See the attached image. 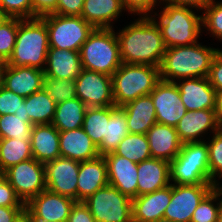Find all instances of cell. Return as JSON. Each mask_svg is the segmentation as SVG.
Returning a JSON list of instances; mask_svg holds the SVG:
<instances>
[{"instance_id":"1","label":"cell","mask_w":222,"mask_h":222,"mask_svg":"<svg viewBox=\"0 0 222 222\" xmlns=\"http://www.w3.org/2000/svg\"><path fill=\"white\" fill-rule=\"evenodd\" d=\"M133 20L122 29L115 30L122 63L160 68L166 46L159 26L151 16H139Z\"/></svg>"},{"instance_id":"2","label":"cell","mask_w":222,"mask_h":222,"mask_svg":"<svg viewBox=\"0 0 222 222\" xmlns=\"http://www.w3.org/2000/svg\"><path fill=\"white\" fill-rule=\"evenodd\" d=\"M221 49L197 42L189 46L166 48L160 65V79L176 82L181 79L208 77L211 63Z\"/></svg>"},{"instance_id":"3","label":"cell","mask_w":222,"mask_h":222,"mask_svg":"<svg viewBox=\"0 0 222 222\" xmlns=\"http://www.w3.org/2000/svg\"><path fill=\"white\" fill-rule=\"evenodd\" d=\"M195 10L190 7L161 4L151 15L161 30L166 48L189 46L201 40L202 14Z\"/></svg>"},{"instance_id":"4","label":"cell","mask_w":222,"mask_h":222,"mask_svg":"<svg viewBox=\"0 0 222 222\" xmlns=\"http://www.w3.org/2000/svg\"><path fill=\"white\" fill-rule=\"evenodd\" d=\"M49 49L48 30L41 17L18 18V32L13 53L7 63L16 67L45 69Z\"/></svg>"},{"instance_id":"5","label":"cell","mask_w":222,"mask_h":222,"mask_svg":"<svg viewBox=\"0 0 222 222\" xmlns=\"http://www.w3.org/2000/svg\"><path fill=\"white\" fill-rule=\"evenodd\" d=\"M79 54L82 69L112 76L122 64L115 28H94Z\"/></svg>"},{"instance_id":"6","label":"cell","mask_w":222,"mask_h":222,"mask_svg":"<svg viewBox=\"0 0 222 222\" xmlns=\"http://www.w3.org/2000/svg\"><path fill=\"white\" fill-rule=\"evenodd\" d=\"M112 89L116 107L149 95L160 79V68L151 65L125 64L113 73Z\"/></svg>"},{"instance_id":"7","label":"cell","mask_w":222,"mask_h":222,"mask_svg":"<svg viewBox=\"0 0 222 222\" xmlns=\"http://www.w3.org/2000/svg\"><path fill=\"white\" fill-rule=\"evenodd\" d=\"M206 141L184 143L179 154L170 161L172 184H213L208 167Z\"/></svg>"},{"instance_id":"8","label":"cell","mask_w":222,"mask_h":222,"mask_svg":"<svg viewBox=\"0 0 222 222\" xmlns=\"http://www.w3.org/2000/svg\"><path fill=\"white\" fill-rule=\"evenodd\" d=\"M48 30L49 47L80 51L94 27L81 16L47 14L41 17Z\"/></svg>"},{"instance_id":"9","label":"cell","mask_w":222,"mask_h":222,"mask_svg":"<svg viewBox=\"0 0 222 222\" xmlns=\"http://www.w3.org/2000/svg\"><path fill=\"white\" fill-rule=\"evenodd\" d=\"M83 202L96 222H133L132 199L109 184Z\"/></svg>"},{"instance_id":"10","label":"cell","mask_w":222,"mask_h":222,"mask_svg":"<svg viewBox=\"0 0 222 222\" xmlns=\"http://www.w3.org/2000/svg\"><path fill=\"white\" fill-rule=\"evenodd\" d=\"M3 176L24 204L46 190L45 166L34 158L10 167Z\"/></svg>"},{"instance_id":"11","label":"cell","mask_w":222,"mask_h":222,"mask_svg":"<svg viewBox=\"0 0 222 222\" xmlns=\"http://www.w3.org/2000/svg\"><path fill=\"white\" fill-rule=\"evenodd\" d=\"M214 187V184L171 183V201L163 218L172 222H190L199 203Z\"/></svg>"},{"instance_id":"12","label":"cell","mask_w":222,"mask_h":222,"mask_svg":"<svg viewBox=\"0 0 222 222\" xmlns=\"http://www.w3.org/2000/svg\"><path fill=\"white\" fill-rule=\"evenodd\" d=\"M75 83L77 98L87 107L115 105L111 76L82 69Z\"/></svg>"},{"instance_id":"13","label":"cell","mask_w":222,"mask_h":222,"mask_svg":"<svg viewBox=\"0 0 222 222\" xmlns=\"http://www.w3.org/2000/svg\"><path fill=\"white\" fill-rule=\"evenodd\" d=\"M159 124L176 127L187 112L175 82L160 80L150 93Z\"/></svg>"},{"instance_id":"14","label":"cell","mask_w":222,"mask_h":222,"mask_svg":"<svg viewBox=\"0 0 222 222\" xmlns=\"http://www.w3.org/2000/svg\"><path fill=\"white\" fill-rule=\"evenodd\" d=\"M45 166L46 189L77 202V181L80 162L70 158L58 157Z\"/></svg>"},{"instance_id":"15","label":"cell","mask_w":222,"mask_h":222,"mask_svg":"<svg viewBox=\"0 0 222 222\" xmlns=\"http://www.w3.org/2000/svg\"><path fill=\"white\" fill-rule=\"evenodd\" d=\"M175 128L183 144L206 141L221 128V120L215 109L187 111Z\"/></svg>"},{"instance_id":"16","label":"cell","mask_w":222,"mask_h":222,"mask_svg":"<svg viewBox=\"0 0 222 222\" xmlns=\"http://www.w3.org/2000/svg\"><path fill=\"white\" fill-rule=\"evenodd\" d=\"M76 201L70 197L44 190L31 198L25 209L30 213L31 219L46 221H67L70 210Z\"/></svg>"},{"instance_id":"17","label":"cell","mask_w":222,"mask_h":222,"mask_svg":"<svg viewBox=\"0 0 222 222\" xmlns=\"http://www.w3.org/2000/svg\"><path fill=\"white\" fill-rule=\"evenodd\" d=\"M107 164L108 184L133 199L137 197V165L127 158L110 152L103 155Z\"/></svg>"},{"instance_id":"18","label":"cell","mask_w":222,"mask_h":222,"mask_svg":"<svg viewBox=\"0 0 222 222\" xmlns=\"http://www.w3.org/2000/svg\"><path fill=\"white\" fill-rule=\"evenodd\" d=\"M175 84L187 111L215 109L216 90L208 77L181 79Z\"/></svg>"},{"instance_id":"19","label":"cell","mask_w":222,"mask_h":222,"mask_svg":"<svg viewBox=\"0 0 222 222\" xmlns=\"http://www.w3.org/2000/svg\"><path fill=\"white\" fill-rule=\"evenodd\" d=\"M171 201V184L132 199L133 222H157Z\"/></svg>"},{"instance_id":"20","label":"cell","mask_w":222,"mask_h":222,"mask_svg":"<svg viewBox=\"0 0 222 222\" xmlns=\"http://www.w3.org/2000/svg\"><path fill=\"white\" fill-rule=\"evenodd\" d=\"M137 197L171 184L170 162L150 158L137 165Z\"/></svg>"},{"instance_id":"21","label":"cell","mask_w":222,"mask_h":222,"mask_svg":"<svg viewBox=\"0 0 222 222\" xmlns=\"http://www.w3.org/2000/svg\"><path fill=\"white\" fill-rule=\"evenodd\" d=\"M108 185L107 164L102 155L80 162L77 181V202H83L98 189Z\"/></svg>"},{"instance_id":"22","label":"cell","mask_w":222,"mask_h":222,"mask_svg":"<svg viewBox=\"0 0 222 222\" xmlns=\"http://www.w3.org/2000/svg\"><path fill=\"white\" fill-rule=\"evenodd\" d=\"M60 157L79 162L95 159L100 156L98 146L86 134L83 128L59 131Z\"/></svg>"},{"instance_id":"23","label":"cell","mask_w":222,"mask_h":222,"mask_svg":"<svg viewBox=\"0 0 222 222\" xmlns=\"http://www.w3.org/2000/svg\"><path fill=\"white\" fill-rule=\"evenodd\" d=\"M44 78L43 70L7 65L4 73V87L26 98L43 89Z\"/></svg>"},{"instance_id":"24","label":"cell","mask_w":222,"mask_h":222,"mask_svg":"<svg viewBox=\"0 0 222 222\" xmlns=\"http://www.w3.org/2000/svg\"><path fill=\"white\" fill-rule=\"evenodd\" d=\"M152 158L172 161L183 143L175 127L156 123L146 133Z\"/></svg>"},{"instance_id":"25","label":"cell","mask_w":222,"mask_h":222,"mask_svg":"<svg viewBox=\"0 0 222 222\" xmlns=\"http://www.w3.org/2000/svg\"><path fill=\"white\" fill-rule=\"evenodd\" d=\"M125 12L120 0H84L81 17L94 28H116Z\"/></svg>"},{"instance_id":"26","label":"cell","mask_w":222,"mask_h":222,"mask_svg":"<svg viewBox=\"0 0 222 222\" xmlns=\"http://www.w3.org/2000/svg\"><path fill=\"white\" fill-rule=\"evenodd\" d=\"M81 70L79 51L49 47L44 69L45 77L75 80Z\"/></svg>"},{"instance_id":"27","label":"cell","mask_w":222,"mask_h":222,"mask_svg":"<svg viewBox=\"0 0 222 222\" xmlns=\"http://www.w3.org/2000/svg\"><path fill=\"white\" fill-rule=\"evenodd\" d=\"M126 116L128 132L146 134L157 123L156 111L151 95L140 96L120 107Z\"/></svg>"},{"instance_id":"28","label":"cell","mask_w":222,"mask_h":222,"mask_svg":"<svg viewBox=\"0 0 222 222\" xmlns=\"http://www.w3.org/2000/svg\"><path fill=\"white\" fill-rule=\"evenodd\" d=\"M31 151L33 158L43 164L60 157L59 130L52 124L33 125Z\"/></svg>"},{"instance_id":"29","label":"cell","mask_w":222,"mask_h":222,"mask_svg":"<svg viewBox=\"0 0 222 222\" xmlns=\"http://www.w3.org/2000/svg\"><path fill=\"white\" fill-rule=\"evenodd\" d=\"M56 102L44 90L34 92L25 98L22 113L36 124H51L55 115Z\"/></svg>"},{"instance_id":"30","label":"cell","mask_w":222,"mask_h":222,"mask_svg":"<svg viewBox=\"0 0 222 222\" xmlns=\"http://www.w3.org/2000/svg\"><path fill=\"white\" fill-rule=\"evenodd\" d=\"M87 108L77 97L58 103L51 124L59 131L81 128Z\"/></svg>"},{"instance_id":"31","label":"cell","mask_w":222,"mask_h":222,"mask_svg":"<svg viewBox=\"0 0 222 222\" xmlns=\"http://www.w3.org/2000/svg\"><path fill=\"white\" fill-rule=\"evenodd\" d=\"M129 134L124 111L115 105L111 106V116L106 120V136L98 146L100 155L113 152L121 140Z\"/></svg>"},{"instance_id":"32","label":"cell","mask_w":222,"mask_h":222,"mask_svg":"<svg viewBox=\"0 0 222 222\" xmlns=\"http://www.w3.org/2000/svg\"><path fill=\"white\" fill-rule=\"evenodd\" d=\"M31 158V141L0 138V169L3 173L21 161Z\"/></svg>"},{"instance_id":"33","label":"cell","mask_w":222,"mask_h":222,"mask_svg":"<svg viewBox=\"0 0 222 222\" xmlns=\"http://www.w3.org/2000/svg\"><path fill=\"white\" fill-rule=\"evenodd\" d=\"M113 152L135 163L152 158L146 134L129 133Z\"/></svg>"},{"instance_id":"34","label":"cell","mask_w":222,"mask_h":222,"mask_svg":"<svg viewBox=\"0 0 222 222\" xmlns=\"http://www.w3.org/2000/svg\"><path fill=\"white\" fill-rule=\"evenodd\" d=\"M33 125L23 113L0 115V138L31 141Z\"/></svg>"},{"instance_id":"35","label":"cell","mask_w":222,"mask_h":222,"mask_svg":"<svg viewBox=\"0 0 222 222\" xmlns=\"http://www.w3.org/2000/svg\"><path fill=\"white\" fill-rule=\"evenodd\" d=\"M110 116L111 106L86 109L82 128L97 146L106 136V120H109Z\"/></svg>"},{"instance_id":"36","label":"cell","mask_w":222,"mask_h":222,"mask_svg":"<svg viewBox=\"0 0 222 222\" xmlns=\"http://www.w3.org/2000/svg\"><path fill=\"white\" fill-rule=\"evenodd\" d=\"M201 14L202 33L222 42V0H210Z\"/></svg>"},{"instance_id":"37","label":"cell","mask_w":222,"mask_h":222,"mask_svg":"<svg viewBox=\"0 0 222 222\" xmlns=\"http://www.w3.org/2000/svg\"><path fill=\"white\" fill-rule=\"evenodd\" d=\"M210 137L206 139L208 146L210 181L215 186H219L220 183H222V128L217 130Z\"/></svg>"},{"instance_id":"38","label":"cell","mask_w":222,"mask_h":222,"mask_svg":"<svg viewBox=\"0 0 222 222\" xmlns=\"http://www.w3.org/2000/svg\"><path fill=\"white\" fill-rule=\"evenodd\" d=\"M220 188L215 186L199 203L190 222H218Z\"/></svg>"},{"instance_id":"39","label":"cell","mask_w":222,"mask_h":222,"mask_svg":"<svg viewBox=\"0 0 222 222\" xmlns=\"http://www.w3.org/2000/svg\"><path fill=\"white\" fill-rule=\"evenodd\" d=\"M43 88L56 104L77 97L75 80L45 77Z\"/></svg>"},{"instance_id":"40","label":"cell","mask_w":222,"mask_h":222,"mask_svg":"<svg viewBox=\"0 0 222 222\" xmlns=\"http://www.w3.org/2000/svg\"><path fill=\"white\" fill-rule=\"evenodd\" d=\"M18 32V18L10 17L0 26V58L8 59L11 57L16 43Z\"/></svg>"},{"instance_id":"41","label":"cell","mask_w":222,"mask_h":222,"mask_svg":"<svg viewBox=\"0 0 222 222\" xmlns=\"http://www.w3.org/2000/svg\"><path fill=\"white\" fill-rule=\"evenodd\" d=\"M0 8L9 17L33 18L31 0H0Z\"/></svg>"},{"instance_id":"42","label":"cell","mask_w":222,"mask_h":222,"mask_svg":"<svg viewBox=\"0 0 222 222\" xmlns=\"http://www.w3.org/2000/svg\"><path fill=\"white\" fill-rule=\"evenodd\" d=\"M25 98L3 87L0 89V115L22 113Z\"/></svg>"},{"instance_id":"43","label":"cell","mask_w":222,"mask_h":222,"mask_svg":"<svg viewBox=\"0 0 222 222\" xmlns=\"http://www.w3.org/2000/svg\"><path fill=\"white\" fill-rule=\"evenodd\" d=\"M129 16H151L158 6L160 0H120Z\"/></svg>"},{"instance_id":"44","label":"cell","mask_w":222,"mask_h":222,"mask_svg":"<svg viewBox=\"0 0 222 222\" xmlns=\"http://www.w3.org/2000/svg\"><path fill=\"white\" fill-rule=\"evenodd\" d=\"M0 206L25 207V204L16 195L14 188L4 176L0 178Z\"/></svg>"},{"instance_id":"45","label":"cell","mask_w":222,"mask_h":222,"mask_svg":"<svg viewBox=\"0 0 222 222\" xmlns=\"http://www.w3.org/2000/svg\"><path fill=\"white\" fill-rule=\"evenodd\" d=\"M84 0H58L54 14L63 16H81Z\"/></svg>"},{"instance_id":"46","label":"cell","mask_w":222,"mask_h":222,"mask_svg":"<svg viewBox=\"0 0 222 222\" xmlns=\"http://www.w3.org/2000/svg\"><path fill=\"white\" fill-rule=\"evenodd\" d=\"M208 79L215 90H222V49L211 63Z\"/></svg>"},{"instance_id":"47","label":"cell","mask_w":222,"mask_h":222,"mask_svg":"<svg viewBox=\"0 0 222 222\" xmlns=\"http://www.w3.org/2000/svg\"><path fill=\"white\" fill-rule=\"evenodd\" d=\"M67 222H96L84 202H75L72 206Z\"/></svg>"},{"instance_id":"48","label":"cell","mask_w":222,"mask_h":222,"mask_svg":"<svg viewBox=\"0 0 222 222\" xmlns=\"http://www.w3.org/2000/svg\"><path fill=\"white\" fill-rule=\"evenodd\" d=\"M33 6V18L51 14L57 8L58 0H31Z\"/></svg>"},{"instance_id":"49","label":"cell","mask_w":222,"mask_h":222,"mask_svg":"<svg viewBox=\"0 0 222 222\" xmlns=\"http://www.w3.org/2000/svg\"><path fill=\"white\" fill-rule=\"evenodd\" d=\"M161 4H172L176 6H184L203 11L210 0H160Z\"/></svg>"},{"instance_id":"50","label":"cell","mask_w":222,"mask_h":222,"mask_svg":"<svg viewBox=\"0 0 222 222\" xmlns=\"http://www.w3.org/2000/svg\"><path fill=\"white\" fill-rule=\"evenodd\" d=\"M25 207L0 206V222H12Z\"/></svg>"},{"instance_id":"51","label":"cell","mask_w":222,"mask_h":222,"mask_svg":"<svg viewBox=\"0 0 222 222\" xmlns=\"http://www.w3.org/2000/svg\"><path fill=\"white\" fill-rule=\"evenodd\" d=\"M215 111L217 117L222 120V90H216Z\"/></svg>"},{"instance_id":"52","label":"cell","mask_w":222,"mask_h":222,"mask_svg":"<svg viewBox=\"0 0 222 222\" xmlns=\"http://www.w3.org/2000/svg\"><path fill=\"white\" fill-rule=\"evenodd\" d=\"M12 222H31L30 213L24 208Z\"/></svg>"},{"instance_id":"53","label":"cell","mask_w":222,"mask_h":222,"mask_svg":"<svg viewBox=\"0 0 222 222\" xmlns=\"http://www.w3.org/2000/svg\"><path fill=\"white\" fill-rule=\"evenodd\" d=\"M7 65V60L0 58V89L4 87V73Z\"/></svg>"},{"instance_id":"54","label":"cell","mask_w":222,"mask_h":222,"mask_svg":"<svg viewBox=\"0 0 222 222\" xmlns=\"http://www.w3.org/2000/svg\"><path fill=\"white\" fill-rule=\"evenodd\" d=\"M218 222H222V190L220 189V207L218 210Z\"/></svg>"},{"instance_id":"55","label":"cell","mask_w":222,"mask_h":222,"mask_svg":"<svg viewBox=\"0 0 222 222\" xmlns=\"http://www.w3.org/2000/svg\"><path fill=\"white\" fill-rule=\"evenodd\" d=\"M9 18H10V17H9L6 13H4V12L1 10V8H0V26H1L4 22H6Z\"/></svg>"},{"instance_id":"56","label":"cell","mask_w":222,"mask_h":222,"mask_svg":"<svg viewBox=\"0 0 222 222\" xmlns=\"http://www.w3.org/2000/svg\"><path fill=\"white\" fill-rule=\"evenodd\" d=\"M31 222H57V221H46V220H41V219H31ZM67 222V221H63Z\"/></svg>"},{"instance_id":"57","label":"cell","mask_w":222,"mask_h":222,"mask_svg":"<svg viewBox=\"0 0 222 222\" xmlns=\"http://www.w3.org/2000/svg\"><path fill=\"white\" fill-rule=\"evenodd\" d=\"M157 222H172L168 219H165V218H161L160 220H158Z\"/></svg>"},{"instance_id":"58","label":"cell","mask_w":222,"mask_h":222,"mask_svg":"<svg viewBox=\"0 0 222 222\" xmlns=\"http://www.w3.org/2000/svg\"><path fill=\"white\" fill-rule=\"evenodd\" d=\"M3 177V172L2 170L0 169V178Z\"/></svg>"},{"instance_id":"59","label":"cell","mask_w":222,"mask_h":222,"mask_svg":"<svg viewBox=\"0 0 222 222\" xmlns=\"http://www.w3.org/2000/svg\"><path fill=\"white\" fill-rule=\"evenodd\" d=\"M219 188L222 190V183H220Z\"/></svg>"}]
</instances>
